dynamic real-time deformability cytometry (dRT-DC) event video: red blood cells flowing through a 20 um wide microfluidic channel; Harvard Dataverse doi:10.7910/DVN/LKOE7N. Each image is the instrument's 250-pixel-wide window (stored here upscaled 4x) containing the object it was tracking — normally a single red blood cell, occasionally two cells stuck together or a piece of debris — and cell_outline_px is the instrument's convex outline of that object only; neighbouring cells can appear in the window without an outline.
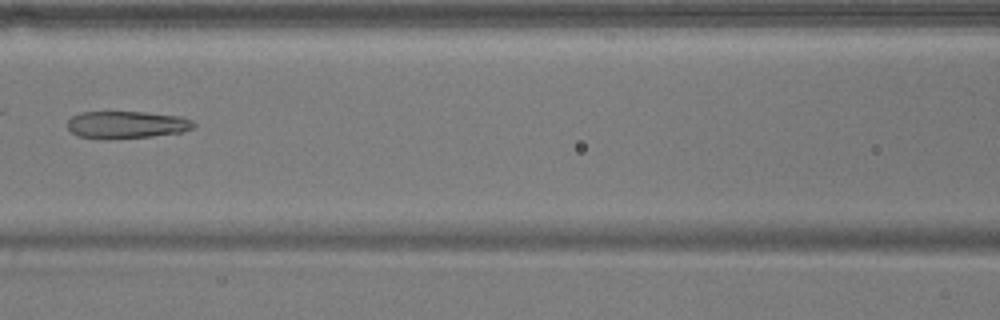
{"species": "common noctule bat (a hibernating species)", "species_latin": "Nyctalus noctula", "temperature_condition": "warm", "stored_images_in_passage": 5, "camera_frame_rate_fps": 3000, "um_per_image_px": 0.085, "animal": {"sex": "male", "body_mass_g": 17.9}, "frame": {"image": 1, "passage_image": 5, "time_ms": 4.667, "image_size_px": [1000, 320], "cell_outline_px": [[196, 128], [180, 132], [152, 136], [108, 140], [80, 136], [72, 132], [68, 128], [68, 120], [72, 116], [80, 112], [144, 112], [180, 116], [192, 120], [196, 124]], "centroid_in_image_um": [10.78, 10.61], "position_along_channel_um": 155.8, "area_um2": 20.23}}